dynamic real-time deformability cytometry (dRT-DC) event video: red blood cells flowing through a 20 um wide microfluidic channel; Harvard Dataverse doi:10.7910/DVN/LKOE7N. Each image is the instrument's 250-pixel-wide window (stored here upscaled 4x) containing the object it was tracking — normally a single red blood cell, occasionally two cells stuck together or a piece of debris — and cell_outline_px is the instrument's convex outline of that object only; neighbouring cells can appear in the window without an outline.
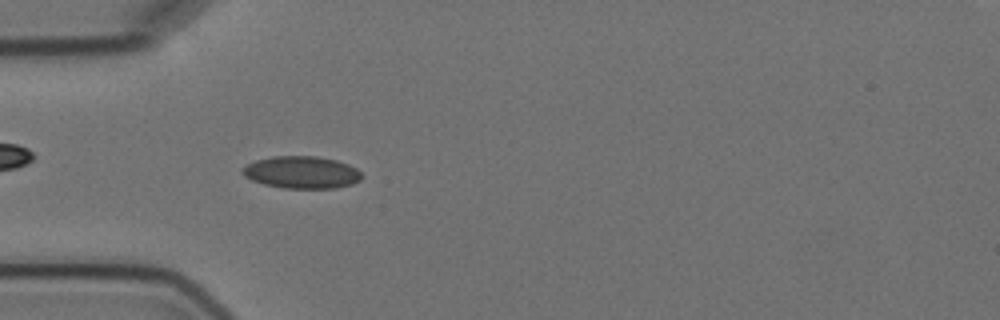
{"species": "Egyptian fruit bat (a non-hibernating species)", "species_latin": "Rousettus aegyptiacus", "temperature_condition": "cold", "stored_images_in_passage": 4, "camera_frame_rate_fps": 3000, "um_per_image_px": 0.085, "animal": {"sex": "female"}, "frame": {"image": 1, "passage_image": 4, "time_ms": 3.333, "image_size_px": [1000, 320], "cell_outline_px": [[364, 176], [360, 180], [352, 184], [336, 188], [284, 188], [264, 184], [252, 180], [244, 176], [240, 172], [248, 164], [256, 160], [272, 156], [316, 156], [336, 160], [348, 164], [356, 168]], "centroid_in_image_um": [25.66, 14.65], "position_along_channel_um": 59.3, "area_um2": 22.43}}